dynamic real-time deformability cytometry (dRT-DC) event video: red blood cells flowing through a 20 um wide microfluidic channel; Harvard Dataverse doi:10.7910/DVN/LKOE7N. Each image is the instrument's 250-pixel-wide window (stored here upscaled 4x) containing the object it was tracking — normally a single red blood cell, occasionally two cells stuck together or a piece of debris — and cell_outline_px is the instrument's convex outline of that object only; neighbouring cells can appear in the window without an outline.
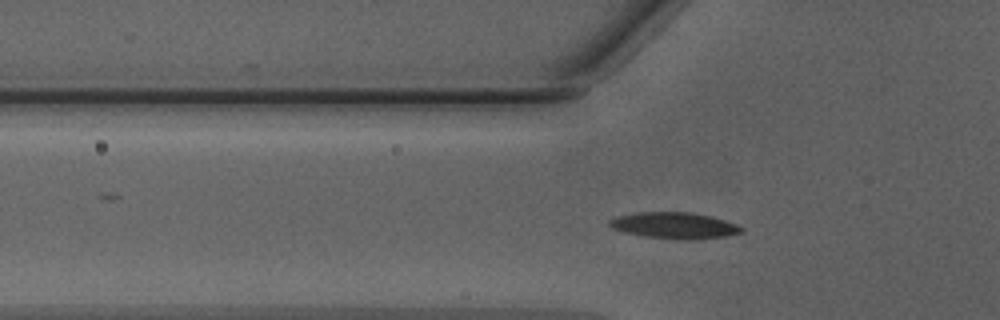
{"species": "Egyptian fruit bat (a non-hibernating species)", "species_latin": "Rousettus aegyptiacus", "temperature_condition": "warm", "stored_images_in_passage": 43, "camera_frame_rate_fps": 3000, "um_per_image_px": 0.085, "animal": {"sex": "male"}, "frame": {"image": 1, "passage_image": 10, "time_ms": 3.0, "image_size_px": [1000, 320], "cell_outline_px": [[744, 232], [728, 236], [692, 240], [676, 240], [644, 236], [624, 232], [612, 228], [608, 224], [608, 220], [616, 216], [636, 212], [692, 212], [712, 216], [736, 224], [744, 228]], "centroid_in_image_um": [57.33, 19.17], "position_along_channel_um": 68.5, "area_um2": 20.58}}
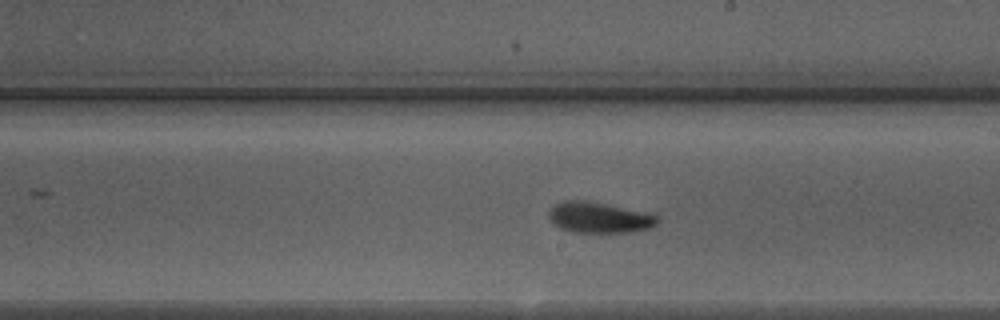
{"frame": {"image": 2, "passage_image": 22, "time_ms": 7.0, "image_size_px": [1000, 320], "cell_outline_px": [[656, 224], [648, 228], [628, 232], [572, 232], [560, 228], [548, 216], [548, 212], [556, 204], [564, 200], [580, 200], [604, 204], [644, 212], [656, 216]], "centroid_in_image_um": [50.87, 18.49], "position_along_channel_um": 238.1, "area_um2": 18.84}}
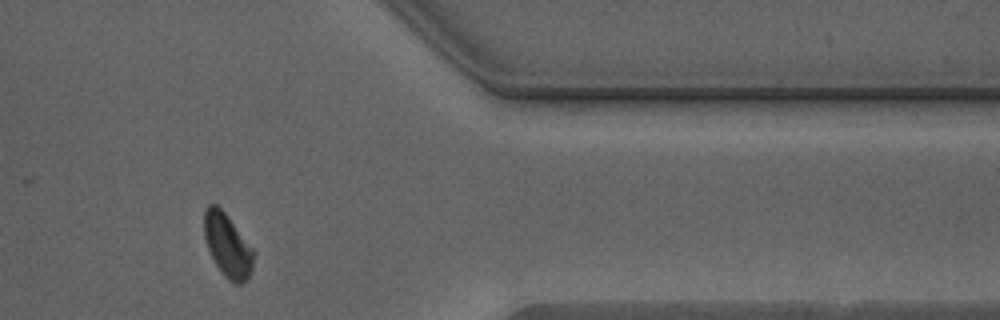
{"frame": {"image": 3, "passage_image": 34, "time_ms": 11.0, "image_size_px": [1000, 320], "cell_outline_px": [[256, 252], [252, 272], [244, 284], [236, 284], [228, 280], [224, 276], [216, 264], [208, 248], [204, 236], [204, 208], [208, 204], [216, 204], [224, 212]], "centroid_in_image_um": [19.37, 20.89], "position_along_channel_um": 392.0, "area_um2": 18.38}, "authors_computed_cell_mechanics": {"area_um2": 18.5538, "velocity_mm_per_s": 4.2798, "shape_relaxation_time_tau1_ms": 2.0079, "shape_relaxation_time_tau2_ms": 4.7798, "deformation_change_tau1": 0.1225, "deformation_change_tau2": 0.1116}}